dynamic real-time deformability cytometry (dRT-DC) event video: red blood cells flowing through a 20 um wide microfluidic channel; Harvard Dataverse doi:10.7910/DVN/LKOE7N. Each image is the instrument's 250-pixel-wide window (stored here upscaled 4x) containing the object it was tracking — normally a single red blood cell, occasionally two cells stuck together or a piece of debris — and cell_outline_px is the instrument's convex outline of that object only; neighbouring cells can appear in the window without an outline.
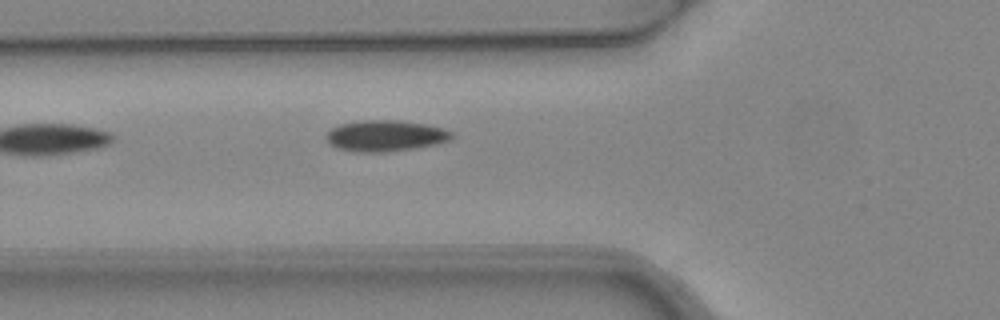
{"species": "common noctule bat (a hibernating species)", "species_latin": "Nyctalus noctula", "temperature_condition": "warm", "stored_images_in_passage": 5, "camera_frame_rate_fps": 3000, "um_per_image_px": 0.085, "animal": {"sex": "female", "body_mass_g": 24.6, "forearm_length_mm": 56.2}, "frame": {"image": 1, "passage_image": 5, "time_ms": 1.333, "image_size_px": [1000, 320], "cell_outline_px": [[456, 136], [452, 140], [436, 144], [416, 148], [384, 152], [356, 152], [336, 148], [324, 136], [332, 128], [340, 124], [360, 120], [400, 120], [424, 124], [444, 128], [452, 132]], "centroid_in_image_um": [32.8, 11.54], "position_along_channel_um": 93.0, "area_um2": 22.95}}